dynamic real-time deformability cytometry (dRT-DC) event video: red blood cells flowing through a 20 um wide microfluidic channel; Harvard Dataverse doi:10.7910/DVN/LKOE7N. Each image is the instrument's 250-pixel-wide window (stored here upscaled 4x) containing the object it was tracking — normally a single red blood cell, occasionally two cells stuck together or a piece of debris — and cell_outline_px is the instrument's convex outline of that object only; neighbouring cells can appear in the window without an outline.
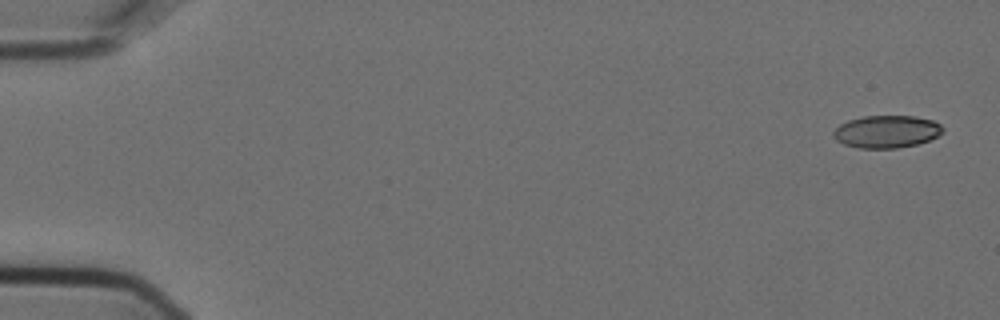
{"species": "Egyptian fruit bat (a non-hibernating species)", "species_latin": "Rousettus aegyptiacus", "temperature_condition": "cold", "stored_images_in_passage": 7, "camera_frame_rate_fps": 3000, "um_per_image_px": 0.085, "animal": {"sex": "female"}, "frame": {"image": 1, "passage_image": 1, "time_ms": 0.0, "image_size_px": [1000, 320], "cell_outline_px": [[944, 132], [928, 140], [916, 144], [896, 148], [860, 148], [844, 144], [836, 140], [832, 132], [840, 124], [848, 120], [864, 116], [916, 116], [932, 120], [940, 124], [944, 128]], "centroid_in_image_um": [75.36, 11.18], "position_along_channel_um": 9.6, "area_um2": 20.63}}
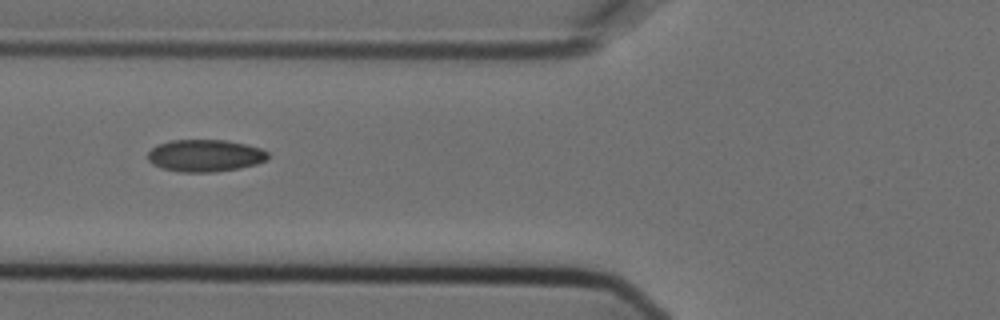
{"frame": {"image": 2, "passage_image": 6, "time_ms": 1.667, "image_size_px": [1000, 320], "cell_outline_px": [[268, 160], [256, 164], [240, 168], [212, 172], [180, 172], [160, 168], [152, 164], [148, 160], [148, 152], [156, 144], [172, 140], [224, 140], [244, 144], [260, 148], [268, 152]], "centroid_in_image_um": [17.41, 13.23], "position_along_channel_um": 108.4, "area_um2": 22.6}}
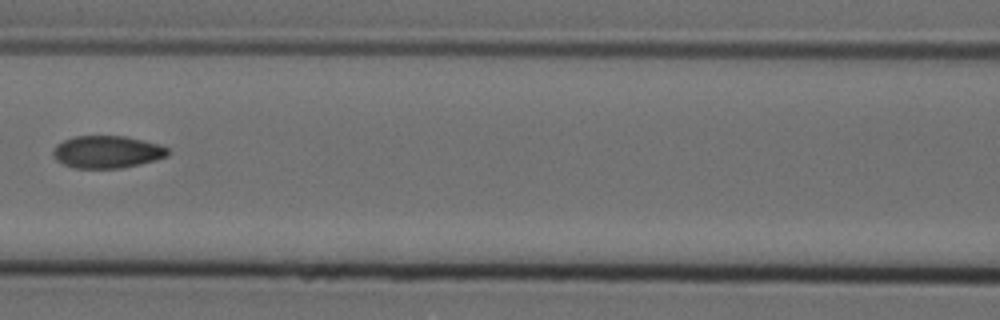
{"frame": {"image": 3, "passage_image": 7, "time_ms": 2.0, "image_size_px": [1000, 320], "cell_outline_px": [[168, 156], [156, 160], [120, 168], [72, 168], [56, 160], [52, 156], [52, 152], [56, 144], [64, 140], [76, 136], [124, 136], [160, 144], [168, 148]], "centroid_in_image_um": [9.08, 12.91], "position_along_channel_um": 157.5, "area_um2": 21.68}}